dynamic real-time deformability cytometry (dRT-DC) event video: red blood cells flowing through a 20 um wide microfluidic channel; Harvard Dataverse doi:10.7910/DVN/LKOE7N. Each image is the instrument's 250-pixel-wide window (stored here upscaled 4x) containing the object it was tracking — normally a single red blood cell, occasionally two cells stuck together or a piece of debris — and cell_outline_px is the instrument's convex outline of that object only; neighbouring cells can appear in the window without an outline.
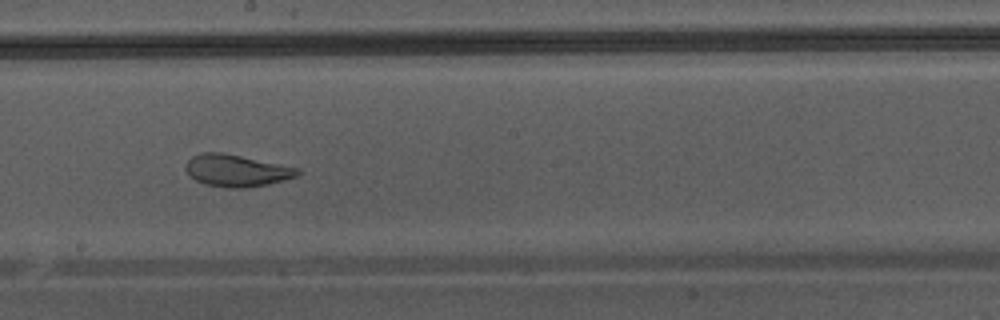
{"species": "Egyptian fruit bat (a non-hibernating species)", "species_latin": "Rousettus aegyptiacus", "temperature_condition": "warm", "stored_images_in_passage": 46, "camera_frame_rate_fps": 3000, "um_per_image_px": 0.085, "animal": {"sex": "male"}, "frame": {"image": 1, "passage_image": 27, "time_ms": 8.667, "image_size_px": [1000, 320], "cell_outline_px": [[300, 172], [296, 176], [268, 184], [244, 188], [228, 188], [204, 184], [196, 180], [184, 168], [184, 164], [192, 156], [200, 152], [220, 152], [300, 168]], "centroid_in_image_um": [20.07, 14.49], "position_along_channel_um": 228.1, "area_um2": 20.69}}